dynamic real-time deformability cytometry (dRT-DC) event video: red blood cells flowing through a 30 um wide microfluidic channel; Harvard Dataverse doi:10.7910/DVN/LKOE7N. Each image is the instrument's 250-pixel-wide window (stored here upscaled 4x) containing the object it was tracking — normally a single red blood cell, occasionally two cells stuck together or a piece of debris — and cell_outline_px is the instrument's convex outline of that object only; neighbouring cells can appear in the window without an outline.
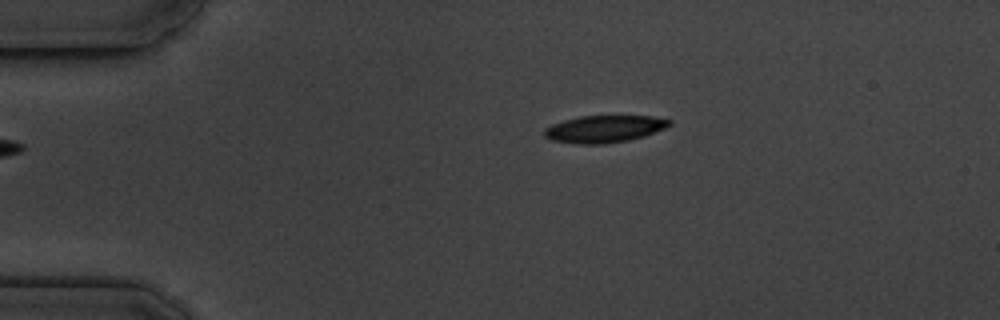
{"species": "common noctule bat (a hibernating species)", "species_latin": "Nyctalus noctula", "temperature_condition": "cold", "stored_images_in_passage": 3, "camera_frame_rate_fps": 3000, "um_per_image_px": 0.085, "animal": {"sex": "male", "body_mass_g": 19.5, "forearm_length_mm": 54.6}, "frame": {"image": 1, "passage_image": 3, "time_ms": 2.333, "image_size_px": [1000, 320], "cell_outline_px": [[672, 124], [664, 128], [644, 136], [628, 140], [604, 144], [576, 144], [552, 140], [544, 136], [544, 128], [552, 124], [564, 120], [580, 116], [652, 116], [672, 120]], "centroid_in_image_um": [51.35, 10.96], "position_along_channel_um": 33.7, "area_um2": 19.77}}